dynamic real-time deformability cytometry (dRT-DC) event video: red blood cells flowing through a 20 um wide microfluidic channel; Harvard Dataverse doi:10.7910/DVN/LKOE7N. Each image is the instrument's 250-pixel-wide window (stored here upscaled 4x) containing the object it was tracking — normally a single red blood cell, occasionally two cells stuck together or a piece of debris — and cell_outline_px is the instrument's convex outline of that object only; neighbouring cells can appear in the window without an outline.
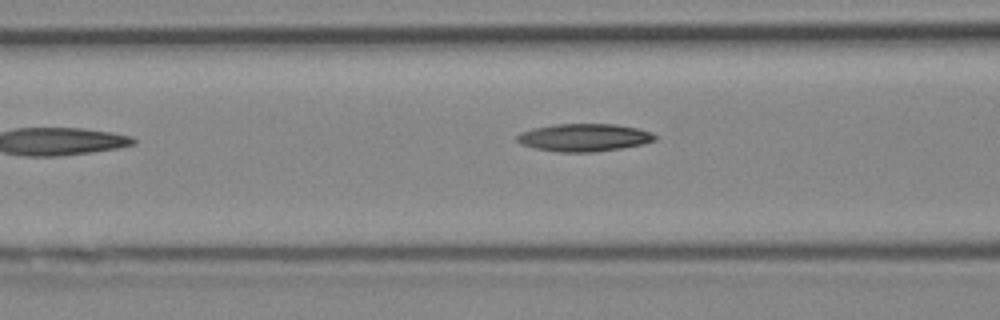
{"species": "Egyptian fruit bat (a non-hibernating species)", "species_latin": "Rousettus aegyptiacus", "temperature_condition": "cold", "stored_images_in_passage": 7, "camera_frame_rate_fps": 3000, "um_per_image_px": 0.085, "animal": {"sex": "female"}, "frame": {"image": 1, "passage_image": 6, "time_ms": 1.667, "image_size_px": [1000, 320], "cell_outline_px": [[656, 140], [644, 144], [620, 148], [592, 152], [556, 152], [536, 148], [520, 144], [516, 140], [516, 136], [520, 132], [532, 128], [556, 124], [616, 124], [640, 128], [652, 132], [656, 136]], "centroid_in_image_um": [49.65, 11.68], "position_along_channel_um": 116.9, "area_um2": 22.43}}
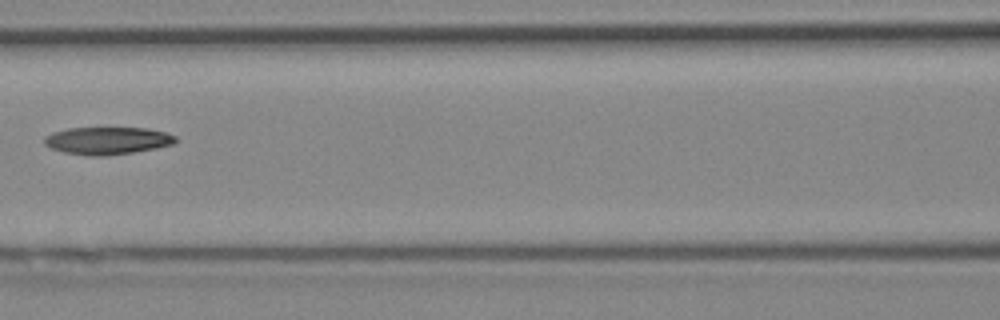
{"frame": {"image": 2, "passage_image": 7, "time_ms": 2.0, "image_size_px": [1000, 320], "cell_outline_px": [[176, 140], [172, 144], [156, 148], [108, 156], [84, 156], [64, 152], [52, 148], [44, 144], [44, 136], [52, 132], [68, 128], [148, 128], [164, 132], [176, 136]], "centroid_in_image_um": [9.09, 11.96], "position_along_channel_um": 157.5, "area_um2": 21.04}}